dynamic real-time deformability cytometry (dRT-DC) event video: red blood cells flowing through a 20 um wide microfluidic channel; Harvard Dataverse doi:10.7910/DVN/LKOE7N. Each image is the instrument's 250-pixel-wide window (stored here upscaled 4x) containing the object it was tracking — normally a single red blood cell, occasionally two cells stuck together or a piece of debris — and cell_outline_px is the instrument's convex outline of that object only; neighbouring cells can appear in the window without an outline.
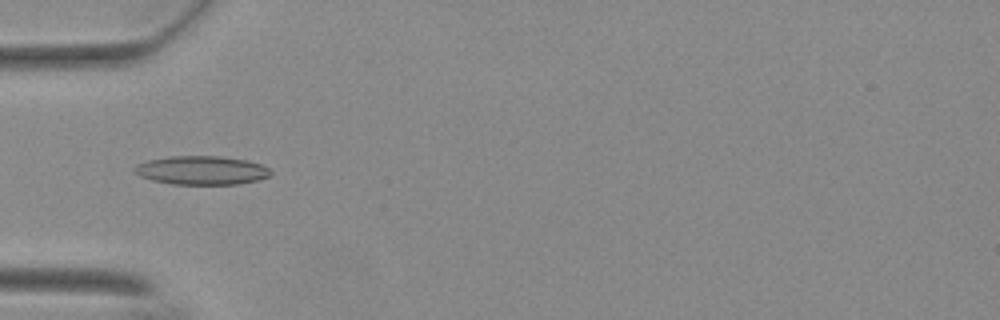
{"species": "Egyptian fruit bat (a non-hibernating species)", "species_latin": "Rousettus aegyptiacus", "temperature_condition": "warm", "stored_images_in_passage": 43, "camera_frame_rate_fps": 3000, "um_per_image_px": 0.085, "animal": {"sex": "female"}, "frame": {"image": 1, "passage_image": 6, "time_ms": 1.667, "image_size_px": [1000, 320], "cell_outline_px": [[272, 172], [268, 176], [256, 180], [236, 184], [172, 184], [152, 180], [140, 176], [132, 168], [136, 164], [148, 160], [172, 156], [220, 156], [248, 160], [260, 164], [268, 168]], "centroid_in_image_um": [17.11, 14.47], "position_along_channel_um": 67.9, "area_um2": 22.66}}
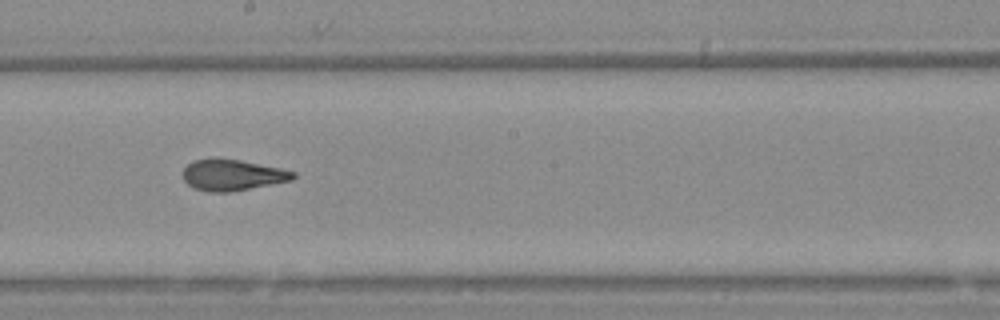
{"frame": {"image": 2, "passage_image": 19, "time_ms": 6.0, "image_size_px": [1000, 320], "cell_outline_px": [[296, 176], [292, 180], [228, 192], [212, 192], [196, 188], [188, 184], [184, 180], [184, 168], [188, 164], [196, 160], [212, 156], [216, 156], [240, 160], [280, 168], [296, 172]], "centroid_in_image_um": [19.74, 14.84], "position_along_channel_um": 228.5, "area_um2": 19.94}}
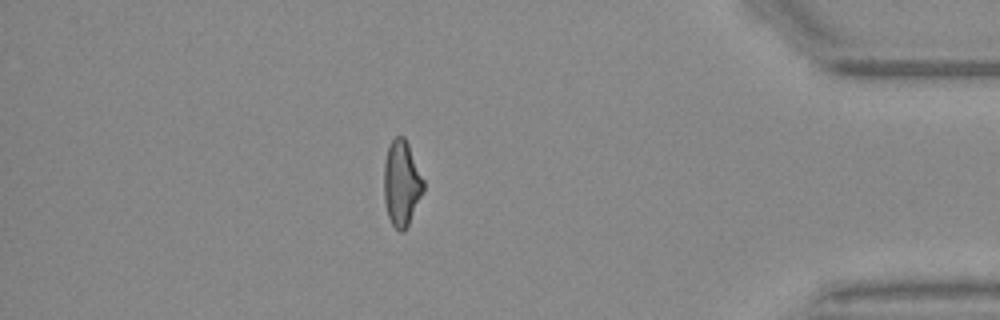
{"frame": {"image": 3, "passage_image": 36, "time_ms": 11.667, "image_size_px": [1000, 320], "cell_outline_px": [[424, 192], [404, 232], [400, 232], [392, 224], [388, 216], [384, 200], [384, 160], [388, 148], [392, 140], [396, 136], [404, 136], [408, 144], [424, 180]], "centroid_in_image_um": [34.14, 15.59], "position_along_channel_um": 401.1, "area_um2": 19.65}, "authors_computed_cell_mechanics": {"area_um2": 20.23, "velocity_mm_per_s": 3.7168, "shape_relaxation_time_tau1_ms": 9.5334, "shape_relaxation_time_tau2_ms": 1.5692, "deformation_change_tau1": 0.2308, "deformation_change_tau2": 0.0883}}